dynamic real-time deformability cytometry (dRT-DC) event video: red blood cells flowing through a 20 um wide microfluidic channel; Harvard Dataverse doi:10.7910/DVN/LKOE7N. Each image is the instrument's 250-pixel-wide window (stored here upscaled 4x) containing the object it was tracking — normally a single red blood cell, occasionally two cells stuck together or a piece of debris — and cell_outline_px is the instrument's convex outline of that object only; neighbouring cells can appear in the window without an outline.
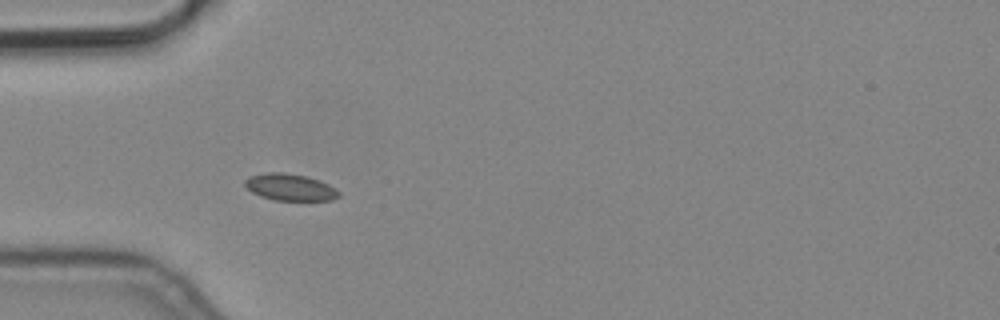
{"species": "common noctule bat (a hibernating species)", "species_latin": "Nyctalus noctula", "temperature_condition": "cold", "stored_images_in_passage": 5, "camera_frame_rate_fps": 3000, "um_per_image_px": 0.085, "animal": {"sex": "male", "body_mass_g": 19.2, "forearm_length_mm": 51.8}, "frame": {"image": 1, "passage_image": 4, "time_ms": 1.0, "image_size_px": [1000, 320], "cell_outline_px": [[340, 196], [332, 200], [276, 200], [260, 196], [252, 192], [244, 184], [244, 180], [248, 176], [268, 172], [284, 172], [308, 176], [320, 180], [328, 184], [340, 192]], "centroid_in_image_um": [24.65, 15.9], "position_along_channel_um": 60.3, "area_um2": 14.74}}
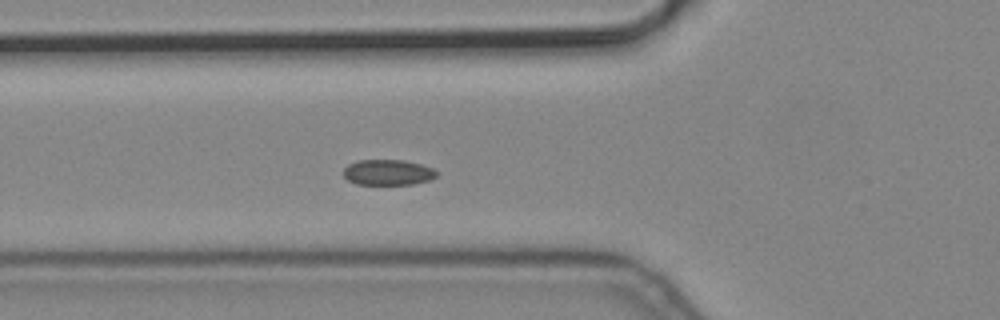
{"frame": {"image": 2, "passage_image": 5, "time_ms": 1.333, "image_size_px": [1000, 320], "cell_outline_px": [[440, 172], [432, 180], [412, 184], [356, 184], [348, 180], [344, 176], [344, 168], [348, 164], [360, 160], [404, 160], [420, 164], [432, 168]], "centroid_in_image_um": [33.01, 14.65], "position_along_channel_um": 92.8, "area_um2": 13.93}}